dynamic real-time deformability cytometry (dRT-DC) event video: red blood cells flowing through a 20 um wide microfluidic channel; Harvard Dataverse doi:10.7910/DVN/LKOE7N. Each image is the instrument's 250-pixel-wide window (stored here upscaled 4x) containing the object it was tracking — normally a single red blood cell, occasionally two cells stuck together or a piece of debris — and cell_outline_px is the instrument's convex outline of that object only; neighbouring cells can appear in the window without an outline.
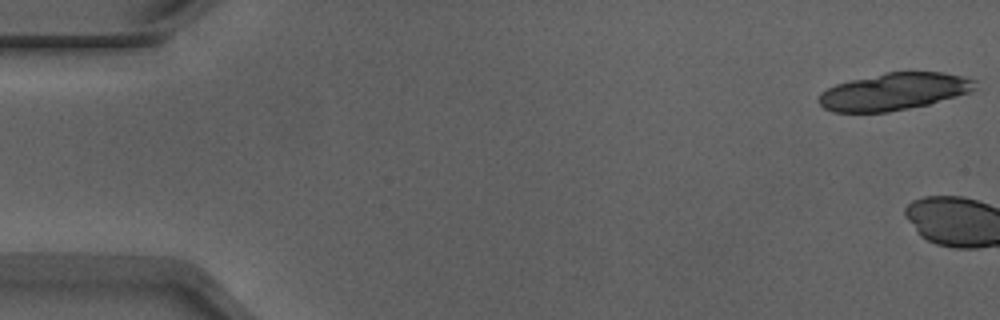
{"species": "Egyptian fruit bat (a non-hibernating species)", "species_latin": "Rousettus aegyptiacus", "temperature_condition": "warm", "stored_images_in_passage": 3, "camera_frame_rate_fps": 3000, "um_per_image_px": 0.085, "animal": {"sex": "male"}, "frame": {"image": 1, "passage_image": 1, "time_ms": 0.0, "image_size_px": [1000, 320], "cell_outline_px": [[980, 88], [972, 92], [928, 104], [888, 112], [832, 112], [824, 108], [816, 100], [820, 92], [836, 84], [848, 80], [884, 72], [944, 72], [964, 76], [976, 80]], "centroid_in_image_um": [76.01, 7.77], "position_along_channel_um": 9.0, "area_um2": 34.33}}